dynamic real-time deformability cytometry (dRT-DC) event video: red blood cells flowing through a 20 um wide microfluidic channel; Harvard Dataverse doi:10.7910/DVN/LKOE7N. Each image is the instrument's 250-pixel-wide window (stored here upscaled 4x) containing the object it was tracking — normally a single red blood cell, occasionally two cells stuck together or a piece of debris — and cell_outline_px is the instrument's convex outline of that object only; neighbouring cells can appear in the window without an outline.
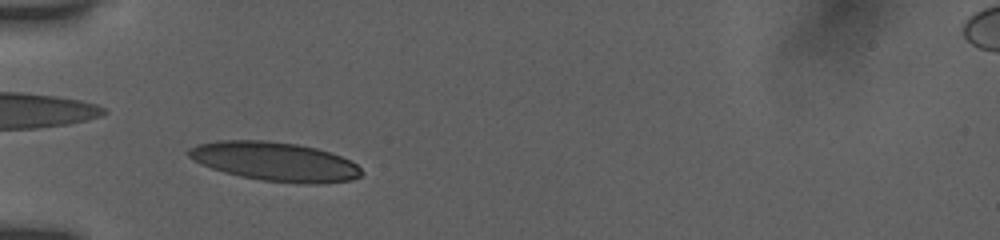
{"species": "human", "species_latin": "Homo sapiens", "temperature_condition": "room temperature", "stored_images_in_passage": 8, "camera_frame_rate_fps": 3000, "um_per_image_px": 0.085, "donor": {"sex": "female"}, "frame": {"image": 1, "passage_image": 1, "time_ms": 0.0, "image_size_px": [1000, 240], "cell_outline_px": [[364, 172], [360, 176], [352, 180], [316, 184], [304, 184], [264, 180], [240, 176], [224, 172], [200, 164], [192, 160], [188, 156], [188, 148], [196, 144], [220, 140], [264, 140], [296, 144], [316, 148], [340, 156], [356, 164]], "centroid_in_image_um": [23.34, 13.73], "position_along_channel_um": 61.7, "area_um2": 39.19}}
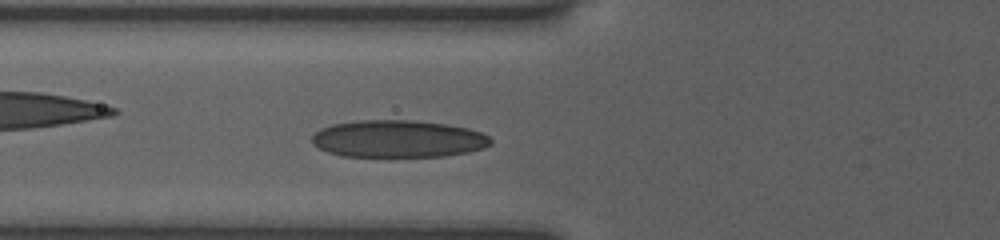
{"frame": {"image": 2, "passage_image": 4, "time_ms": 1.0, "image_size_px": [1000, 240], "cell_outline_px": [[492, 144], [484, 148], [468, 152], [444, 156], [392, 160], [388, 160], [340, 156], [328, 152], [312, 144], [312, 136], [320, 128], [332, 124], [360, 120], [416, 120], [448, 124], [468, 128], [480, 132], [488, 136], [492, 140]], "centroid_in_image_um": [33.82, 11.85], "position_along_channel_um": 92.0, "area_um2": 40.52}}
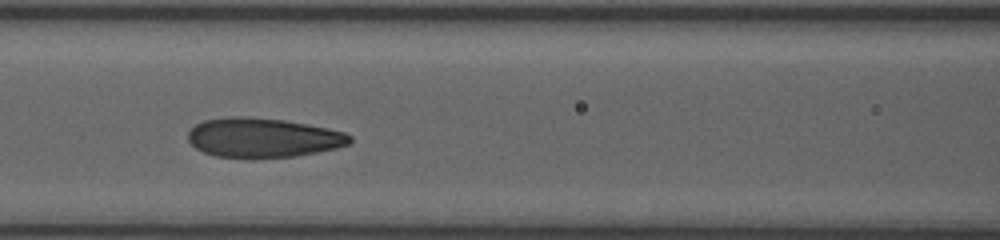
{"frame": {"image": 3, "passage_image": 7, "time_ms": 2.333, "image_size_px": [1000, 240], "cell_outline_px": [[352, 140], [348, 144], [336, 148], [296, 156], [252, 160], [216, 156], [204, 152], [196, 148], [188, 140], [188, 132], [196, 124], [204, 120], [228, 116], [248, 116], [284, 120], [308, 124], [328, 128], [344, 132], [352, 136]], "centroid_in_image_um": [22.34, 11.72], "position_along_channel_um": 144.3, "area_um2": 37.86}}